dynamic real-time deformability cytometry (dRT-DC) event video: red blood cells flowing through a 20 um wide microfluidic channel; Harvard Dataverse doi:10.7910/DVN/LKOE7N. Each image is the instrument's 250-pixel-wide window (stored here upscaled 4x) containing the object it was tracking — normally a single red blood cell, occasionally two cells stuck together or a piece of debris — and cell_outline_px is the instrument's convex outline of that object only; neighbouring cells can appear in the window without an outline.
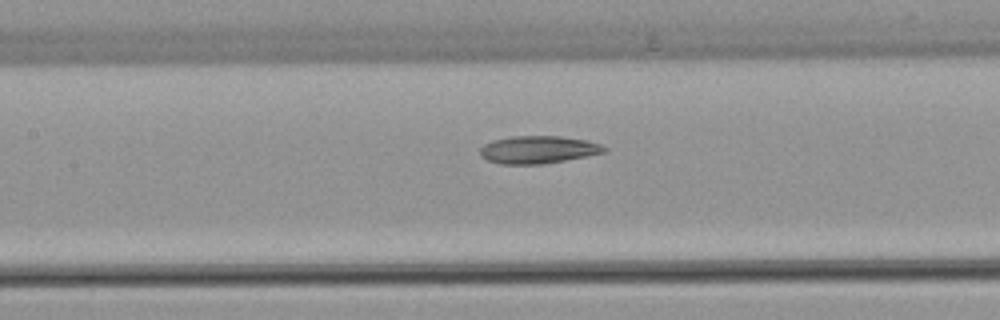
{"species": "common noctule bat (a hibernating species)", "species_latin": "Nyctalus noctula", "temperature_condition": "warm", "stored_images_in_passage": 36, "camera_frame_rate_fps": 3000, "um_per_image_px": 0.085, "animal": {"sex": "female", "body_mass_g": 22.7, "forearm_length_mm": 54.2}, "frame": {"image": 1, "passage_image": 11, "time_ms": 3.333, "image_size_px": [1000, 320], "cell_outline_px": [[608, 152], [544, 164], [500, 164], [488, 160], [480, 156], [480, 148], [484, 144], [492, 140], [512, 136], [560, 136], [588, 140], [600, 144], [608, 148]], "centroid_in_image_um": [45.76, 12.72], "position_along_channel_um": 161.6, "area_um2": 20.17}, "authors_computed_cell_mechanics": {"area_um2": 20.4901, "velocity_mm_per_s": 3.8042, "shape_relaxation_time_tau1_ms": 6.0297, "shape_relaxation_time_tau2_ms": 6.7037, "deformation_change_tau1": 0.1544, "deformation_change_tau2": 0.1357}}